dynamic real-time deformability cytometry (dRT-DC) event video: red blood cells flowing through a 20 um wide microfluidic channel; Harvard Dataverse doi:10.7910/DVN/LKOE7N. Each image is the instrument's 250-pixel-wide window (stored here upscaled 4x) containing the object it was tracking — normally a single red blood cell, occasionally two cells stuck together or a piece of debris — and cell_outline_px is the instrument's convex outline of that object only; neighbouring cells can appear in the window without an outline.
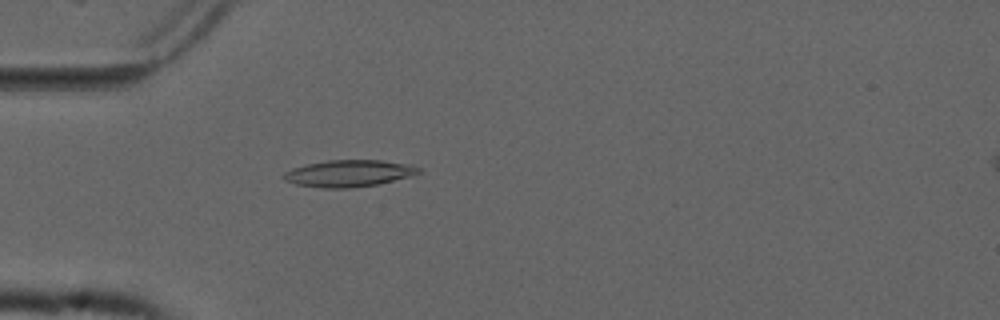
{"species": "common noctule bat (a hibernating species)", "species_latin": "Nyctalus noctula", "temperature_condition": "cold", "stored_images_in_passage": 54, "camera_frame_rate_fps": 3000, "um_per_image_px": 0.085, "animal": {"sex": "male", "forearm_length_mm": 52.5}, "frame": {"image": 1, "passage_image": 16, "time_ms": 5.0, "image_size_px": [1000, 320], "cell_outline_px": [[420, 172], [408, 176], [376, 184], [352, 188], [324, 188], [296, 184], [284, 180], [280, 176], [284, 172], [292, 168], [304, 164], [328, 160], [380, 160], [412, 164], [420, 168]], "centroid_in_image_um": [29.59, 14.72], "position_along_channel_um": 55.4, "area_um2": 21.04}}
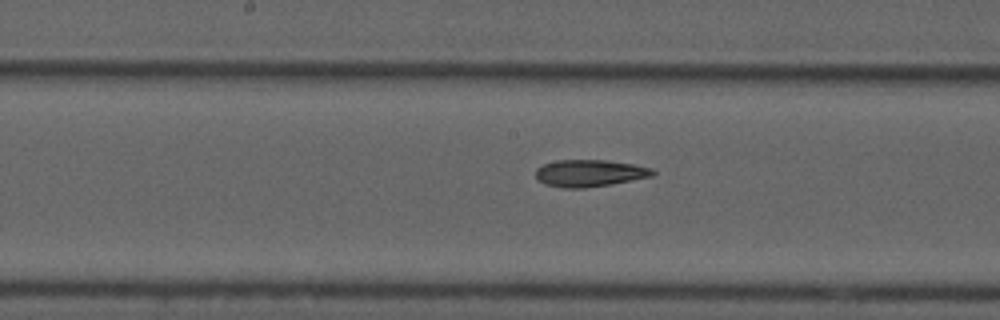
{"frame": {"image": 2, "passage_image": 28, "time_ms": 9.0, "image_size_px": [1000, 320], "cell_outline_px": [[656, 172], [652, 176], [612, 184], [584, 188], [560, 188], [544, 184], [536, 180], [536, 168], [544, 164], [556, 160], [604, 160], [636, 164], [652, 168]], "centroid_in_image_um": [50.1, 14.72], "position_along_channel_um": 198.1, "area_um2": 18.61}}
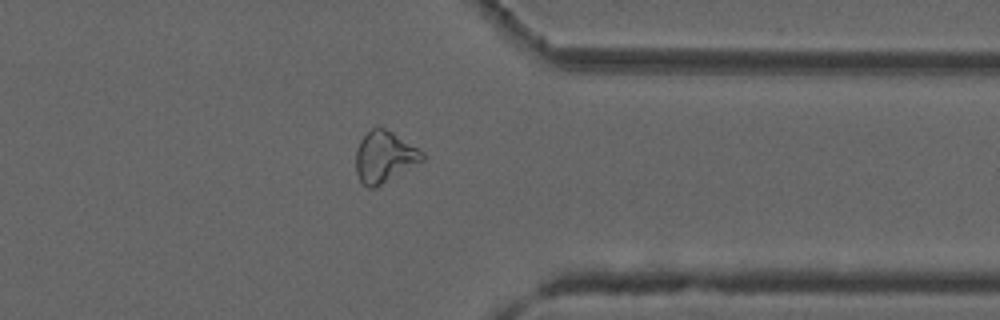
{"frame": {"image": 3, "passage_image": 43, "time_ms": 14.0, "image_size_px": [1000, 320], "cell_outline_px": [[424, 160], [376, 188], [368, 188], [360, 180], [356, 172], [356, 148], [360, 140], [372, 128], [384, 128], [392, 132], [424, 152]], "centroid_in_image_um": [32.67, 13.36], "position_along_channel_um": 378.7, "area_um2": 19.71}, "authors_computed_cell_mechanics": {"area_um2": 19.652, "velocity_mm_per_s": 3.7434, "shape_relaxation_time_tau1_ms": null, "shape_relaxation_time_tau2_ms": 7.0811, "deformation_change_tau1": null, "deformation_change_tau2": 0.1815}}